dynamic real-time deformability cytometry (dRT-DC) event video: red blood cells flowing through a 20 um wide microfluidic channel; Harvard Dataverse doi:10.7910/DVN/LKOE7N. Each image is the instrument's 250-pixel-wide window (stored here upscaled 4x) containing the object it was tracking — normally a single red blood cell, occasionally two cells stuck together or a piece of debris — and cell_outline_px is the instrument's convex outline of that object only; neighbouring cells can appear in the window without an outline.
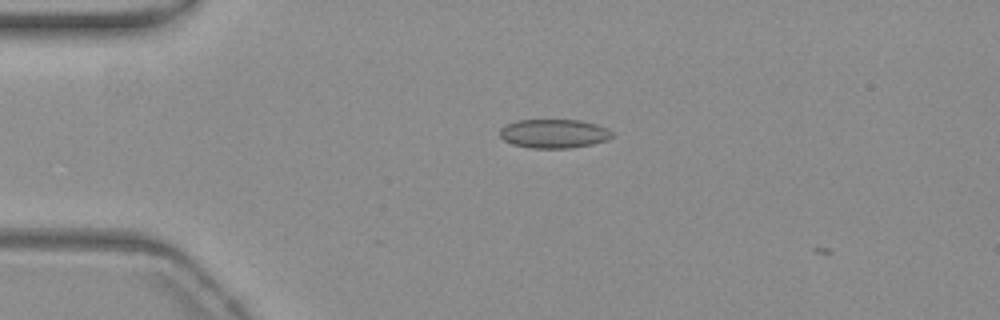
{"species": "common noctule bat (a hibernating species)", "species_latin": "Nyctalus noctula", "temperature_condition": "warm", "stored_images_in_passage": 3, "camera_frame_rate_fps": 3000, "um_per_image_px": 0.085, "animal": {"sex": "female", "body_mass_g": 19.3, "forearm_length_mm": 54.1}, "frame": {"image": 1, "passage_image": 1, "time_ms": 0.0, "image_size_px": [1000, 320], "cell_outline_px": [[616, 136], [608, 140], [592, 144], [572, 148], [532, 148], [512, 144], [504, 140], [500, 136], [500, 128], [516, 120], [580, 120], [596, 124], [608, 128]], "centroid_in_image_um": [47.13, 11.36], "position_along_channel_um": 37.9, "area_um2": 19.07}}